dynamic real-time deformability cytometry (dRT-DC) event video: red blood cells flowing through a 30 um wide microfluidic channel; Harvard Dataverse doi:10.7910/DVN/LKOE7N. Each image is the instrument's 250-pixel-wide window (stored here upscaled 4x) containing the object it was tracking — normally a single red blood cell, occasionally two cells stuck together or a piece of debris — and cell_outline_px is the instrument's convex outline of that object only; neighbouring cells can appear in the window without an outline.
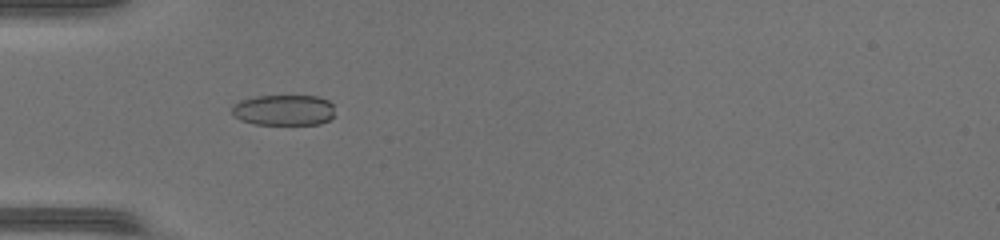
{"species": "common noctule bat (a hibernating species)", "species_latin": "Nyctalus noctula", "temperature_condition": "warm", "stored_images_in_passage": 40, "camera_frame_rate_fps": 3000, "um_per_image_px": 0.085, "animal": {"sex": "female", "body_mass_g": 17.0, "forearm_length_mm": 48.0}, "frame": {"image": 1, "passage_image": 8, "time_ms": 2.333, "image_size_px": [1000, 240], "cell_outline_px": [[332, 116], [328, 120], [320, 124], [256, 124], [240, 120], [232, 116], [232, 104], [240, 100], [256, 96], [316, 96], [328, 100], [332, 104]], "centroid_in_image_um": [24.06, 9.35], "position_along_channel_um": 60.9, "area_um2": 18.44}}
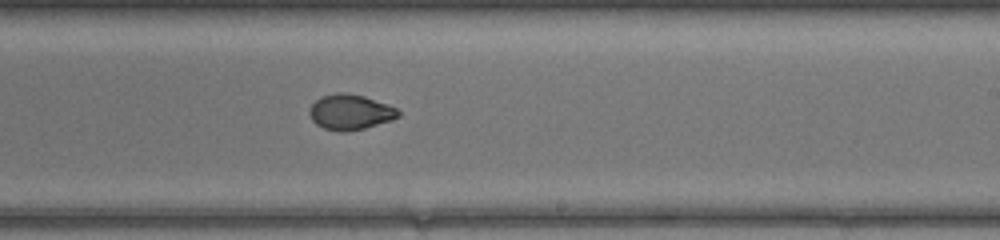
{"frame": {"image": 2, "passage_image": 22, "time_ms": 7.0, "image_size_px": [1000, 240], "cell_outline_px": [[400, 116], [392, 120], [364, 128], [344, 132], [340, 132], [324, 128], [316, 124], [312, 120], [308, 112], [312, 104], [320, 96], [336, 92], [348, 92], [364, 96], [388, 104], [396, 108], [400, 112]], "centroid_in_image_um": [29.76, 9.51], "position_along_channel_um": 259.2, "area_um2": 18.44}}
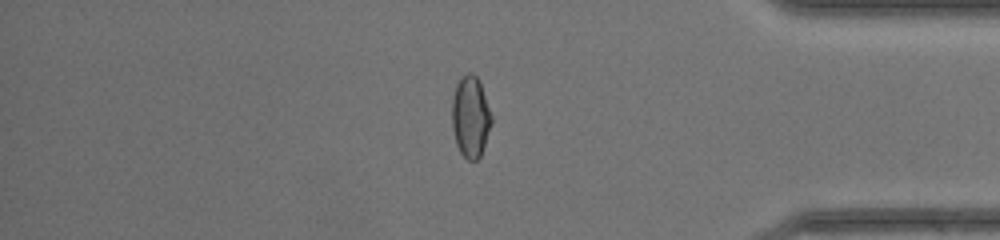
{"frame": {"image": 3, "passage_image": 33, "time_ms": 10.667, "image_size_px": [1000, 240], "cell_outline_px": [[492, 124], [480, 156], [476, 160], [468, 160], [460, 152], [456, 144], [452, 128], [452, 100], [456, 84], [468, 72], [472, 72], [476, 76], [480, 84], [492, 116]], "centroid_in_image_um": [39.99, 9.95], "position_along_channel_um": 395.2, "area_um2": 18.55}, "authors_computed_cell_mechanics": {"area_um2": 18.4093, "velocity_mm_per_s": 4.3539, "shape_relaxation_time_tau1_ms": null, "shape_relaxation_time_tau2_ms": 1.055, "deformation_change_tau1": null, "deformation_change_tau2": 0.0462}}